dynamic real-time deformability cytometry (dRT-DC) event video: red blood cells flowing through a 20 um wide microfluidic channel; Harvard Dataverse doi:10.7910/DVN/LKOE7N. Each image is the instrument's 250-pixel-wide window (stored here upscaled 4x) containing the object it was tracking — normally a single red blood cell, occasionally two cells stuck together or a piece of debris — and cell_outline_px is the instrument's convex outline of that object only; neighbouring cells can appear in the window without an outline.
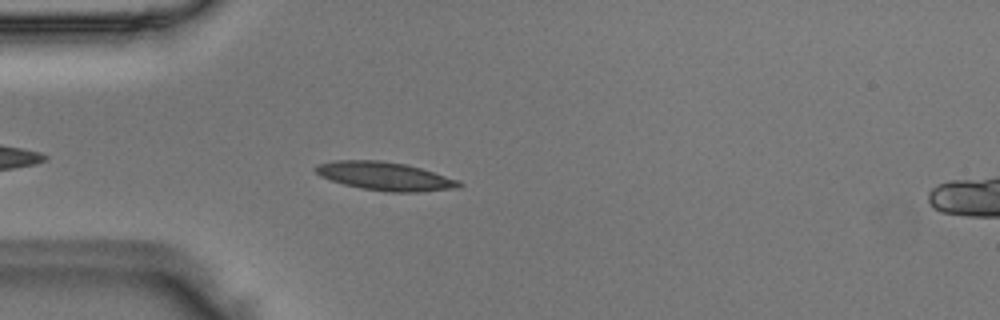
{"species": "Egyptian fruit bat (a non-hibernating species)", "species_latin": "Rousettus aegyptiacus", "temperature_condition": "room temperature", "stored_images_in_passage": 41, "camera_frame_rate_fps": 3000, "um_per_image_px": 0.085, "animal": {"sex": "male"}, "frame": {"image": 1, "passage_image": 5, "time_ms": 1.333, "image_size_px": [1000, 320], "cell_outline_px": [[464, 184], [460, 188], [420, 192], [388, 192], [360, 188], [344, 184], [320, 176], [312, 168], [320, 164], [336, 160], [380, 160], [408, 164], [460, 180]], "centroid_in_image_um": [32.78, 14.98], "position_along_channel_um": 52.2, "area_um2": 23.93}}
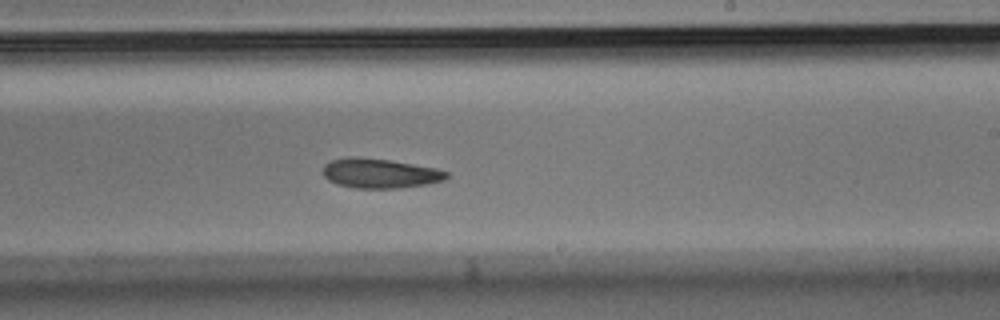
{"frame": {"image": 2, "passage_image": 21, "time_ms": 6.667, "image_size_px": [1000, 320], "cell_outline_px": [[448, 176], [444, 180], [428, 184], [400, 188], [356, 188], [336, 184], [328, 180], [324, 176], [324, 164], [328, 160], [348, 156], [360, 156], [388, 160], [436, 168], [448, 172]], "centroid_in_image_um": [32.25, 14.72], "position_along_channel_um": 256.7, "area_um2": 21.5}}
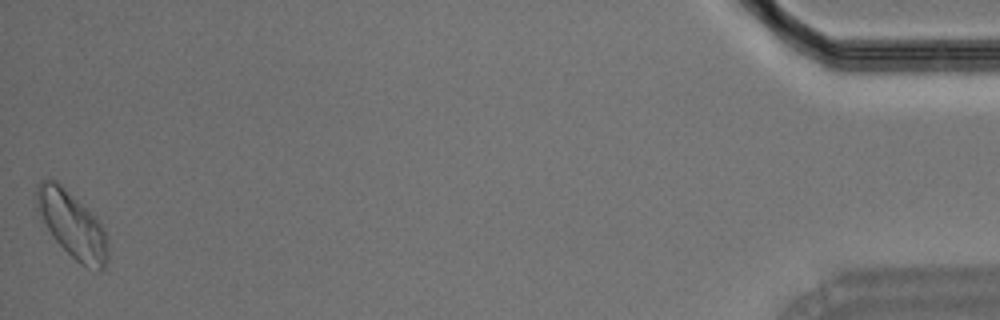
{"frame": {"image": 3, "passage_image": 41, "time_ms": 13.333, "image_size_px": [1000, 320], "cell_outline_px": [[108, 260], [104, 268], [100, 272], [96, 272], [80, 264], [52, 236], [36, 208], [36, 184], [40, 180], [56, 180], [96, 216], [104, 228], [108, 240]], "centroid_in_image_um": [6.17, 19.12], "position_along_channel_um": 429.0, "area_um2": 27.63}}